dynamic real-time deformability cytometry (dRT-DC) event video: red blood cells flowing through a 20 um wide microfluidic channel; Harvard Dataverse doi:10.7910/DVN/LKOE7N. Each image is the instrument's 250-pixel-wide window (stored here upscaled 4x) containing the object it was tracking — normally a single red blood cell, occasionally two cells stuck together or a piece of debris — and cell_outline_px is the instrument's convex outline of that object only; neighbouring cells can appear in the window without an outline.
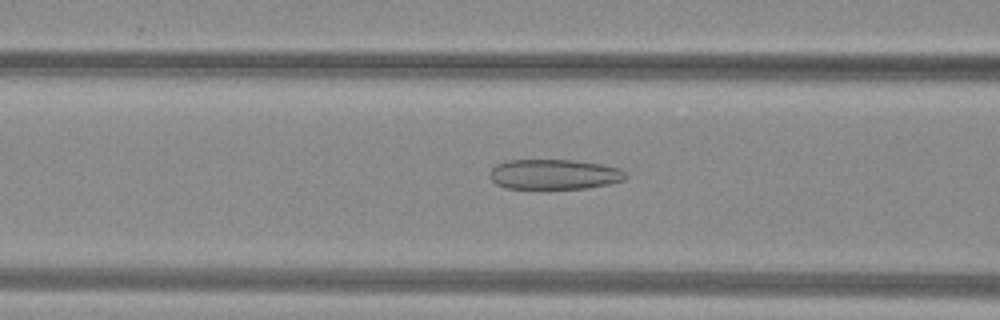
{"species": "common noctule bat (a hibernating species)", "species_latin": "Nyctalus noctula", "temperature_condition": "warm", "stored_images_in_passage": 35, "camera_frame_rate_fps": 3000, "um_per_image_px": 0.085, "animal": {"sex": "female", "body_mass_g": 29.2, "forearm_length_mm": 56.3}, "frame": {"image": 1, "passage_image": 5, "time_ms": 1.333, "image_size_px": [1000, 320], "cell_outline_px": [[628, 176], [624, 180], [612, 184], [588, 188], [504, 188], [496, 184], [492, 180], [492, 168], [496, 164], [508, 160], [572, 160], [604, 164], [620, 168]], "centroid_in_image_um": [47.17, 14.81], "position_along_channel_um": 119.4, "area_um2": 23.87}}
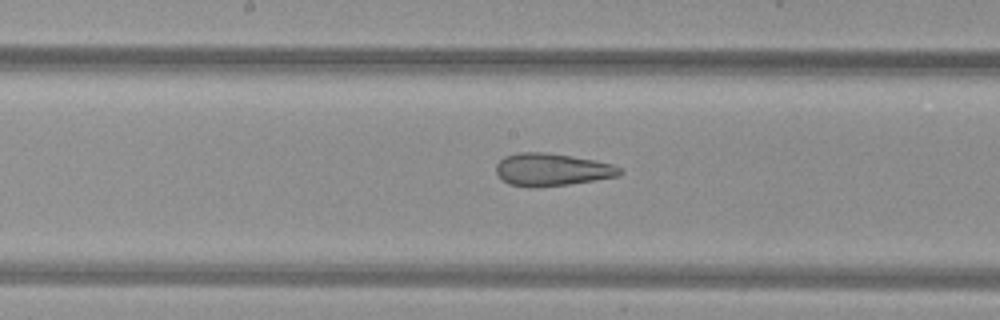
{"frame": {"image": 2, "passage_image": 11, "time_ms": 3.333, "image_size_px": [1000, 320], "cell_outline_px": [[624, 172], [616, 176], [568, 184], [536, 188], [528, 188], [508, 184], [496, 172], [496, 164], [504, 156], [520, 152], [544, 152], [572, 156], [612, 164], [620, 168]], "centroid_in_image_um": [46.86, 14.42], "position_along_channel_um": 201.3, "area_um2": 23.35}}
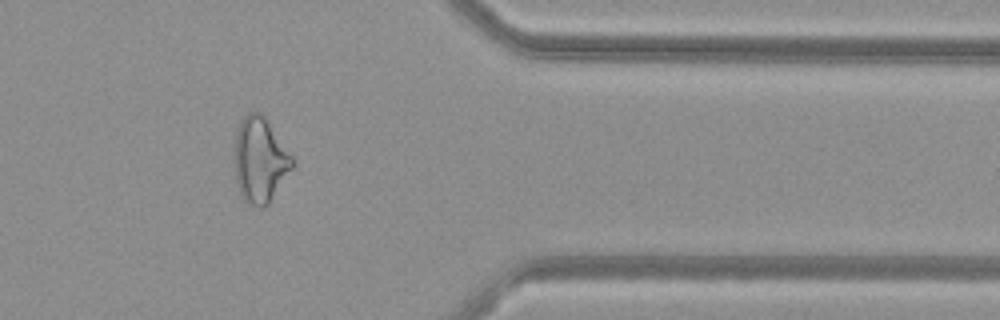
{"frame": {"image": 3, "passage_image": 26, "time_ms": 8.333, "image_size_px": [1000, 320], "cell_outline_px": [[296, 164], [268, 204], [260, 208], [256, 208], [248, 204], [240, 196], [236, 184], [232, 164], [236, 128], [240, 120], [248, 112], [260, 112], [264, 116], [296, 160]], "centroid_in_image_um": [22.06, 13.62], "position_along_channel_um": 389.3, "area_um2": 29.71}, "authors_computed_cell_mechanics": {"area_um2": 25.3164, "velocity_mm_per_s": 4.0787, "shape_relaxation_time_tau1_ms": null, "shape_relaxation_time_tau2_ms": 1.9548, "deformation_change_tau1": null, "deformation_change_tau2": 0.1147}}